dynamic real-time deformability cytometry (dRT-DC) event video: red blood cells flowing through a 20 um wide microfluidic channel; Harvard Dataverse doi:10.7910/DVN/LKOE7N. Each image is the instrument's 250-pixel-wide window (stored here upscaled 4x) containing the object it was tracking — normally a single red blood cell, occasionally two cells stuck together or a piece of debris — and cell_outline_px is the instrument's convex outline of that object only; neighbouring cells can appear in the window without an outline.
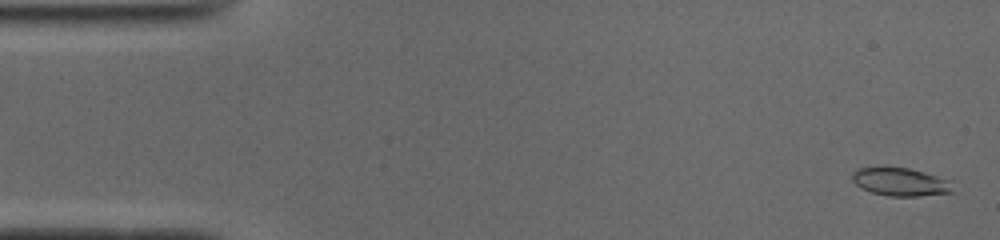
{"species": "common noctule bat (a hibernating species)", "species_latin": "Nyctalus noctula", "temperature_condition": "cold", "stored_images_in_passage": 52, "camera_frame_rate_fps": 3000, "um_per_image_px": 0.085, "animal": {"sex": "male", "body_mass_g": 19.0, "forearm_length_mm": 50.8}, "frame": {"image": 1, "passage_image": 2, "time_ms": 0.333, "image_size_px": [1000, 240], "cell_outline_px": [[956, 192], [920, 196], [888, 196], [872, 192], [860, 188], [852, 180], [852, 172], [856, 168], [880, 164], [884, 164], [908, 168], [924, 172], [948, 180]], "centroid_in_image_um": [76.46, 15.41], "position_along_channel_um": 8.5, "area_um2": 17.17}}
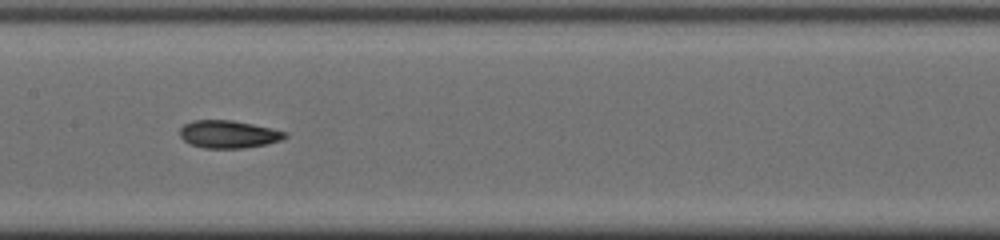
{"frame": {"image": 2, "passage_image": 25, "time_ms": 8.0, "image_size_px": [1000, 240], "cell_outline_px": [[288, 136], [280, 140], [264, 144], [244, 148], [204, 148], [192, 144], [184, 140], [180, 136], [180, 128], [184, 124], [192, 120], [232, 120], [272, 128], [288, 132]], "centroid_in_image_um": [19.42, 11.4], "position_along_channel_um": 188.0, "area_um2": 16.88}}
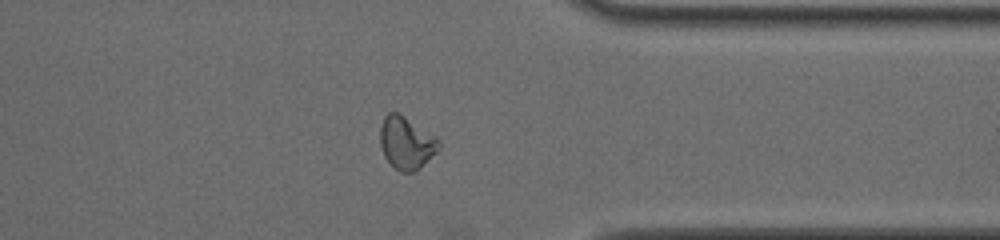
{"frame": {"image": 3, "passage_image": 40, "time_ms": 13.0, "image_size_px": [1000, 240], "cell_outline_px": [[440, 144], [436, 152], [420, 168], [412, 172], [400, 172], [384, 156], [380, 144], [380, 128], [384, 116], [388, 112], [400, 112], [436, 136], [440, 140]], "centroid_in_image_um": [34.54, 12.11], "position_along_channel_um": 376.9, "area_um2": 18.03}, "authors_computed_cell_mechanics": {"area_um2": 17.1377, "velocity_mm_per_s": 3.9295, "shape_relaxation_time_tau1_ms": 6.1003, "shape_relaxation_time_tau2_ms": 2.8231, "deformation_change_tau1": 0.144, "deformation_change_tau2": 0.0755}}